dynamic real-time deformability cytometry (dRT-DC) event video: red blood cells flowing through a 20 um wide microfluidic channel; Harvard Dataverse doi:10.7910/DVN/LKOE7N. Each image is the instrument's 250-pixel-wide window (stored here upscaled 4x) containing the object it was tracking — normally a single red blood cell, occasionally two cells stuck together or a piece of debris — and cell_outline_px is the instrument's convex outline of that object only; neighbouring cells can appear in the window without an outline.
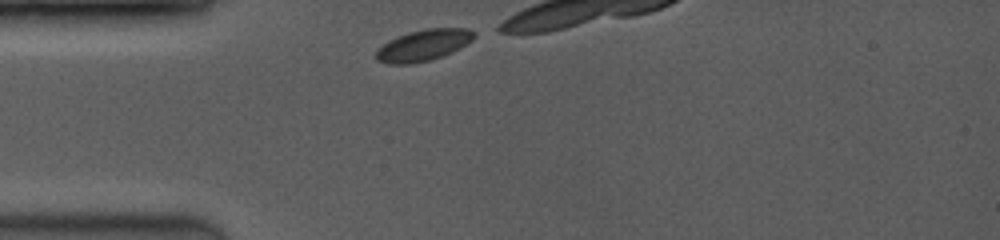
{"species": "common noctule bat (a hibernating species)", "species_latin": "Nyctalus noctula", "temperature_condition": "room temperature", "stored_images_in_passage": 6, "camera_frame_rate_fps": 3500, "um_per_image_px": 0.085, "animal": {"sex": "female", "body_mass_g": 19.0, "forearm_length_mm": 53.3}, "frame": {"image": 1, "passage_image": 1, "time_ms": 0.0, "image_size_px": [1000, 240], "cell_outline_px": [[476, 36], [472, 40], [452, 52], [428, 60], [412, 64], [392, 64], [376, 60], [376, 52], [388, 40], [396, 36], [408, 32], [428, 28], [468, 28], [476, 32]], "centroid_in_image_um": [36.0, 3.83], "position_along_channel_um": 49.0, "area_um2": 17.74}}